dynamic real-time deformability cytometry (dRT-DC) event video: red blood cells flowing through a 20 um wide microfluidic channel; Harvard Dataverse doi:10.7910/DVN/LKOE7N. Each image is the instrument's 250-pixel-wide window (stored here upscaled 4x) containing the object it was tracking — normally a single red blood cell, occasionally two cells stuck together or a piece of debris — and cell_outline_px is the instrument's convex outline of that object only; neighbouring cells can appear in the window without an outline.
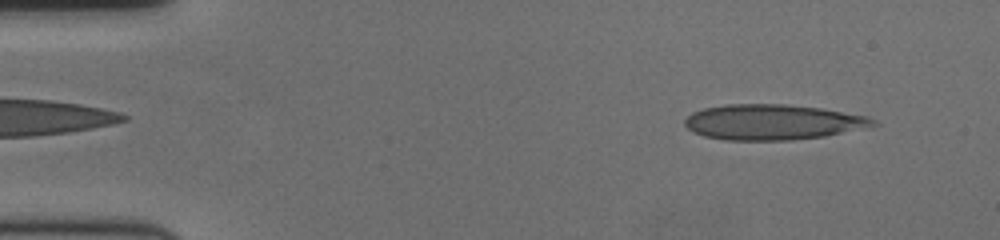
{"species": "human", "species_latin": "Homo sapiens", "temperature_condition": "cold", "stored_images_in_passage": 56, "camera_frame_rate_fps": 3000, "um_per_image_px": 0.085, "donor": {"sex": "female"}, "frame": {"image": 1, "passage_image": 5, "time_ms": 1.333, "image_size_px": [1000, 240], "cell_outline_px": [[880, 124], [824, 136], [788, 140], [724, 140], [704, 136], [692, 132], [684, 124], [684, 120], [692, 112], [704, 108], [728, 104], [784, 104], [820, 108], [868, 116], [876, 120]], "centroid_in_image_um": [65.64, 10.37], "position_along_channel_um": 19.4, "area_um2": 38.73}}
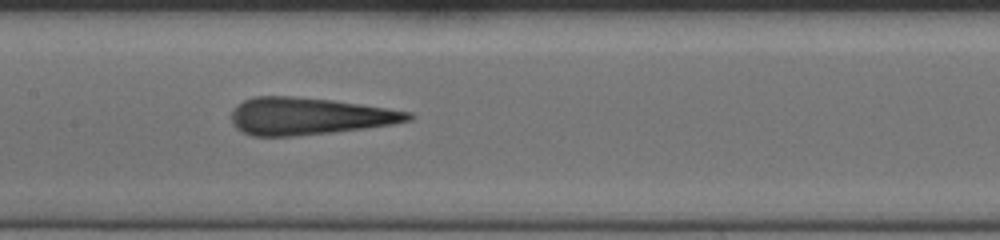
{"frame": {"image": 2, "passage_image": 27, "time_ms": 8.667, "image_size_px": [1000, 240], "cell_outline_px": [[416, 116], [412, 120], [392, 124], [364, 128], [332, 132], [292, 136], [252, 136], [236, 128], [232, 124], [232, 112], [236, 104], [252, 96], [292, 96], [332, 100], [388, 108], [412, 112]], "centroid_in_image_um": [26.26, 9.87], "position_along_channel_um": 181.1, "area_um2": 38.32}}
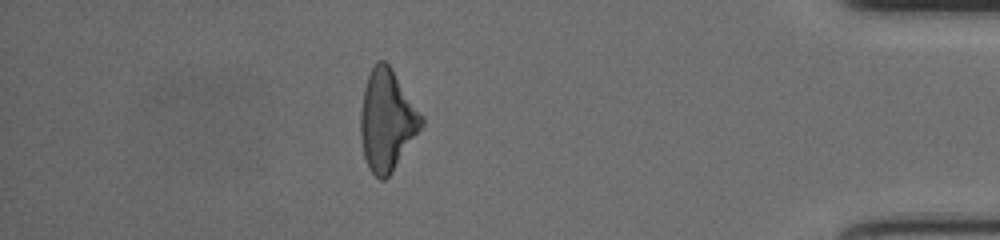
{"frame": {"image": 3, "passage_image": 49, "time_ms": 16.0, "image_size_px": [1000, 240], "cell_outline_px": [[424, 124], [392, 172], [384, 180], [380, 180], [368, 168], [364, 156], [360, 136], [360, 112], [364, 88], [368, 76], [376, 60], [384, 60], [392, 68], [424, 116]], "centroid_in_image_um": [32.9, 10.21], "position_along_channel_um": 402.3, "area_um2": 35.95}, "authors_computed_cell_mechanics": {"area_um2": 37.7723, "velocity_mm_per_s": 3.6047, "shape_relaxation_time_tau1_ms": 9.927, "shape_relaxation_time_tau2_ms": 1.8004, "deformation_change_tau1": 0.273, "deformation_change_tau2": 0.1406}}